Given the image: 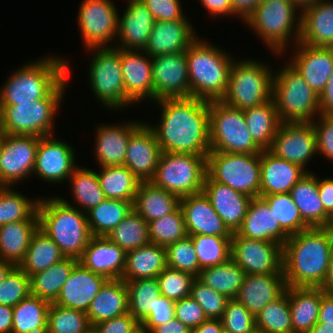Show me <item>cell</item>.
<instances>
[{"mask_svg": "<svg viewBox=\"0 0 333 333\" xmlns=\"http://www.w3.org/2000/svg\"><path fill=\"white\" fill-rule=\"evenodd\" d=\"M160 122L150 125L162 152L207 156L211 151L209 102L195 97L155 101Z\"/></svg>", "mask_w": 333, "mask_h": 333, "instance_id": "obj_1", "label": "cell"}, {"mask_svg": "<svg viewBox=\"0 0 333 333\" xmlns=\"http://www.w3.org/2000/svg\"><path fill=\"white\" fill-rule=\"evenodd\" d=\"M333 252V235L322 227L290 235L283 245V273L288 287L322 288Z\"/></svg>", "mask_w": 333, "mask_h": 333, "instance_id": "obj_2", "label": "cell"}, {"mask_svg": "<svg viewBox=\"0 0 333 333\" xmlns=\"http://www.w3.org/2000/svg\"><path fill=\"white\" fill-rule=\"evenodd\" d=\"M32 61L8 76L0 90V106L44 99L69 76L67 59L54 55Z\"/></svg>", "mask_w": 333, "mask_h": 333, "instance_id": "obj_3", "label": "cell"}, {"mask_svg": "<svg viewBox=\"0 0 333 333\" xmlns=\"http://www.w3.org/2000/svg\"><path fill=\"white\" fill-rule=\"evenodd\" d=\"M63 197L39 199V228L60 248L65 257L79 260L92 235L85 212Z\"/></svg>", "mask_w": 333, "mask_h": 333, "instance_id": "obj_4", "label": "cell"}, {"mask_svg": "<svg viewBox=\"0 0 333 333\" xmlns=\"http://www.w3.org/2000/svg\"><path fill=\"white\" fill-rule=\"evenodd\" d=\"M191 97L220 101L227 91L229 71L235 59L197 37L186 49Z\"/></svg>", "mask_w": 333, "mask_h": 333, "instance_id": "obj_5", "label": "cell"}, {"mask_svg": "<svg viewBox=\"0 0 333 333\" xmlns=\"http://www.w3.org/2000/svg\"><path fill=\"white\" fill-rule=\"evenodd\" d=\"M297 11L301 13V8L291 0H263L244 23L280 56L289 44L300 40L301 14Z\"/></svg>", "mask_w": 333, "mask_h": 333, "instance_id": "obj_6", "label": "cell"}, {"mask_svg": "<svg viewBox=\"0 0 333 333\" xmlns=\"http://www.w3.org/2000/svg\"><path fill=\"white\" fill-rule=\"evenodd\" d=\"M67 77L48 97L17 105L0 106V132L8 135H53L54 117L66 92Z\"/></svg>", "mask_w": 333, "mask_h": 333, "instance_id": "obj_7", "label": "cell"}, {"mask_svg": "<svg viewBox=\"0 0 333 333\" xmlns=\"http://www.w3.org/2000/svg\"><path fill=\"white\" fill-rule=\"evenodd\" d=\"M285 63L273 75L272 100L279 120L313 122L320 114L319 95L289 62Z\"/></svg>", "mask_w": 333, "mask_h": 333, "instance_id": "obj_8", "label": "cell"}, {"mask_svg": "<svg viewBox=\"0 0 333 333\" xmlns=\"http://www.w3.org/2000/svg\"><path fill=\"white\" fill-rule=\"evenodd\" d=\"M265 64L249 58L233 61L227 91L221 101L233 108L245 110L272 99L274 70Z\"/></svg>", "mask_w": 333, "mask_h": 333, "instance_id": "obj_9", "label": "cell"}, {"mask_svg": "<svg viewBox=\"0 0 333 333\" xmlns=\"http://www.w3.org/2000/svg\"><path fill=\"white\" fill-rule=\"evenodd\" d=\"M207 175V156L161 152L151 182L179 198L200 193Z\"/></svg>", "mask_w": 333, "mask_h": 333, "instance_id": "obj_10", "label": "cell"}, {"mask_svg": "<svg viewBox=\"0 0 333 333\" xmlns=\"http://www.w3.org/2000/svg\"><path fill=\"white\" fill-rule=\"evenodd\" d=\"M210 152L261 153L244 119L243 110L220 101H209Z\"/></svg>", "mask_w": 333, "mask_h": 333, "instance_id": "obj_11", "label": "cell"}, {"mask_svg": "<svg viewBox=\"0 0 333 333\" xmlns=\"http://www.w3.org/2000/svg\"><path fill=\"white\" fill-rule=\"evenodd\" d=\"M87 50L93 52L88 78L96 100L115 111L133 105L125 93L121 48L103 47Z\"/></svg>", "mask_w": 333, "mask_h": 333, "instance_id": "obj_12", "label": "cell"}, {"mask_svg": "<svg viewBox=\"0 0 333 333\" xmlns=\"http://www.w3.org/2000/svg\"><path fill=\"white\" fill-rule=\"evenodd\" d=\"M260 153L209 152L207 175L214 181L250 196L260 197Z\"/></svg>", "mask_w": 333, "mask_h": 333, "instance_id": "obj_13", "label": "cell"}, {"mask_svg": "<svg viewBox=\"0 0 333 333\" xmlns=\"http://www.w3.org/2000/svg\"><path fill=\"white\" fill-rule=\"evenodd\" d=\"M78 12L82 42L87 49L112 47L117 39L118 8L112 0H84ZM112 44L111 46L109 45Z\"/></svg>", "mask_w": 333, "mask_h": 333, "instance_id": "obj_14", "label": "cell"}, {"mask_svg": "<svg viewBox=\"0 0 333 333\" xmlns=\"http://www.w3.org/2000/svg\"><path fill=\"white\" fill-rule=\"evenodd\" d=\"M39 137L2 133L0 146V186L12 187L31 177Z\"/></svg>", "mask_w": 333, "mask_h": 333, "instance_id": "obj_15", "label": "cell"}, {"mask_svg": "<svg viewBox=\"0 0 333 333\" xmlns=\"http://www.w3.org/2000/svg\"><path fill=\"white\" fill-rule=\"evenodd\" d=\"M231 259L246 274H281L283 272V247L280 244L248 239L233 232Z\"/></svg>", "mask_w": 333, "mask_h": 333, "instance_id": "obj_16", "label": "cell"}, {"mask_svg": "<svg viewBox=\"0 0 333 333\" xmlns=\"http://www.w3.org/2000/svg\"><path fill=\"white\" fill-rule=\"evenodd\" d=\"M268 150L305 170L309 160L317 153V138L312 122L281 123Z\"/></svg>", "mask_w": 333, "mask_h": 333, "instance_id": "obj_17", "label": "cell"}, {"mask_svg": "<svg viewBox=\"0 0 333 333\" xmlns=\"http://www.w3.org/2000/svg\"><path fill=\"white\" fill-rule=\"evenodd\" d=\"M152 83L154 102L165 98L191 97L186 53L153 57Z\"/></svg>", "mask_w": 333, "mask_h": 333, "instance_id": "obj_18", "label": "cell"}, {"mask_svg": "<svg viewBox=\"0 0 333 333\" xmlns=\"http://www.w3.org/2000/svg\"><path fill=\"white\" fill-rule=\"evenodd\" d=\"M71 144L53 135L39 137L33 175L47 183L65 182L77 167ZM76 165V166H75Z\"/></svg>", "mask_w": 333, "mask_h": 333, "instance_id": "obj_19", "label": "cell"}, {"mask_svg": "<svg viewBox=\"0 0 333 333\" xmlns=\"http://www.w3.org/2000/svg\"><path fill=\"white\" fill-rule=\"evenodd\" d=\"M161 148L149 123H141L130 135L124 165L140 182L151 181Z\"/></svg>", "mask_w": 333, "mask_h": 333, "instance_id": "obj_20", "label": "cell"}, {"mask_svg": "<svg viewBox=\"0 0 333 333\" xmlns=\"http://www.w3.org/2000/svg\"><path fill=\"white\" fill-rule=\"evenodd\" d=\"M289 63L306 83L320 95L333 72V47L310 46L298 42Z\"/></svg>", "mask_w": 333, "mask_h": 333, "instance_id": "obj_21", "label": "cell"}, {"mask_svg": "<svg viewBox=\"0 0 333 333\" xmlns=\"http://www.w3.org/2000/svg\"><path fill=\"white\" fill-rule=\"evenodd\" d=\"M180 207L188 236L232 237L233 232L219 217L203 191L180 198Z\"/></svg>", "mask_w": 333, "mask_h": 333, "instance_id": "obj_22", "label": "cell"}, {"mask_svg": "<svg viewBox=\"0 0 333 333\" xmlns=\"http://www.w3.org/2000/svg\"><path fill=\"white\" fill-rule=\"evenodd\" d=\"M121 66L126 97L133 104L154 101L152 58L144 50L121 49Z\"/></svg>", "mask_w": 333, "mask_h": 333, "instance_id": "obj_23", "label": "cell"}, {"mask_svg": "<svg viewBox=\"0 0 333 333\" xmlns=\"http://www.w3.org/2000/svg\"><path fill=\"white\" fill-rule=\"evenodd\" d=\"M127 4L124 14L121 17L120 14L118 16V39L115 40L117 42L114 47L125 50H144L155 20L141 0H129Z\"/></svg>", "mask_w": 333, "mask_h": 333, "instance_id": "obj_24", "label": "cell"}, {"mask_svg": "<svg viewBox=\"0 0 333 333\" xmlns=\"http://www.w3.org/2000/svg\"><path fill=\"white\" fill-rule=\"evenodd\" d=\"M108 279L85 268L78 262L62 286L54 304L87 312L92 300Z\"/></svg>", "mask_w": 333, "mask_h": 333, "instance_id": "obj_25", "label": "cell"}, {"mask_svg": "<svg viewBox=\"0 0 333 333\" xmlns=\"http://www.w3.org/2000/svg\"><path fill=\"white\" fill-rule=\"evenodd\" d=\"M198 37L189 20L155 21L144 51L151 57L185 52Z\"/></svg>", "mask_w": 333, "mask_h": 333, "instance_id": "obj_26", "label": "cell"}, {"mask_svg": "<svg viewBox=\"0 0 333 333\" xmlns=\"http://www.w3.org/2000/svg\"><path fill=\"white\" fill-rule=\"evenodd\" d=\"M260 197L279 193H290L295 184L307 173L299 165L279 158L269 150L260 153Z\"/></svg>", "mask_w": 333, "mask_h": 333, "instance_id": "obj_27", "label": "cell"}, {"mask_svg": "<svg viewBox=\"0 0 333 333\" xmlns=\"http://www.w3.org/2000/svg\"><path fill=\"white\" fill-rule=\"evenodd\" d=\"M202 191L208 197L214 210L232 232L242 226L251 197L231 187L205 177Z\"/></svg>", "mask_w": 333, "mask_h": 333, "instance_id": "obj_28", "label": "cell"}, {"mask_svg": "<svg viewBox=\"0 0 333 333\" xmlns=\"http://www.w3.org/2000/svg\"><path fill=\"white\" fill-rule=\"evenodd\" d=\"M129 121L118 125L102 124L96 129L94 154L100 167L124 165L130 135L142 123Z\"/></svg>", "mask_w": 333, "mask_h": 333, "instance_id": "obj_29", "label": "cell"}, {"mask_svg": "<svg viewBox=\"0 0 333 333\" xmlns=\"http://www.w3.org/2000/svg\"><path fill=\"white\" fill-rule=\"evenodd\" d=\"M126 252L107 237L92 236L79 262L108 280L121 279Z\"/></svg>", "mask_w": 333, "mask_h": 333, "instance_id": "obj_30", "label": "cell"}, {"mask_svg": "<svg viewBox=\"0 0 333 333\" xmlns=\"http://www.w3.org/2000/svg\"><path fill=\"white\" fill-rule=\"evenodd\" d=\"M237 233L248 239L269 241L282 247L289 238L276 221L269 205L261 197L251 199L243 224Z\"/></svg>", "mask_w": 333, "mask_h": 333, "instance_id": "obj_31", "label": "cell"}, {"mask_svg": "<svg viewBox=\"0 0 333 333\" xmlns=\"http://www.w3.org/2000/svg\"><path fill=\"white\" fill-rule=\"evenodd\" d=\"M299 42L333 47V1L318 0L301 8Z\"/></svg>", "mask_w": 333, "mask_h": 333, "instance_id": "obj_32", "label": "cell"}, {"mask_svg": "<svg viewBox=\"0 0 333 333\" xmlns=\"http://www.w3.org/2000/svg\"><path fill=\"white\" fill-rule=\"evenodd\" d=\"M286 288L283 272L281 274H246L235 299L256 316L265 305L280 297Z\"/></svg>", "mask_w": 333, "mask_h": 333, "instance_id": "obj_33", "label": "cell"}, {"mask_svg": "<svg viewBox=\"0 0 333 333\" xmlns=\"http://www.w3.org/2000/svg\"><path fill=\"white\" fill-rule=\"evenodd\" d=\"M128 301L125 281L107 280L86 312L91 326L129 312Z\"/></svg>", "mask_w": 333, "mask_h": 333, "instance_id": "obj_34", "label": "cell"}, {"mask_svg": "<svg viewBox=\"0 0 333 333\" xmlns=\"http://www.w3.org/2000/svg\"><path fill=\"white\" fill-rule=\"evenodd\" d=\"M38 228V211L28 220L0 226V259L19 266L24 260L31 238Z\"/></svg>", "mask_w": 333, "mask_h": 333, "instance_id": "obj_35", "label": "cell"}, {"mask_svg": "<svg viewBox=\"0 0 333 333\" xmlns=\"http://www.w3.org/2000/svg\"><path fill=\"white\" fill-rule=\"evenodd\" d=\"M167 267L166 247L149 243L126 253L124 281L157 277Z\"/></svg>", "mask_w": 333, "mask_h": 333, "instance_id": "obj_36", "label": "cell"}, {"mask_svg": "<svg viewBox=\"0 0 333 333\" xmlns=\"http://www.w3.org/2000/svg\"><path fill=\"white\" fill-rule=\"evenodd\" d=\"M180 206V198L151 181L140 182L133 209L148 223L174 212Z\"/></svg>", "mask_w": 333, "mask_h": 333, "instance_id": "obj_37", "label": "cell"}, {"mask_svg": "<svg viewBox=\"0 0 333 333\" xmlns=\"http://www.w3.org/2000/svg\"><path fill=\"white\" fill-rule=\"evenodd\" d=\"M307 173L290 190L291 197L300 211L303 221L310 227H323L328 213L318 191V176Z\"/></svg>", "mask_w": 333, "mask_h": 333, "instance_id": "obj_38", "label": "cell"}, {"mask_svg": "<svg viewBox=\"0 0 333 333\" xmlns=\"http://www.w3.org/2000/svg\"><path fill=\"white\" fill-rule=\"evenodd\" d=\"M293 333H308L318 321L321 288L288 287Z\"/></svg>", "mask_w": 333, "mask_h": 333, "instance_id": "obj_39", "label": "cell"}, {"mask_svg": "<svg viewBox=\"0 0 333 333\" xmlns=\"http://www.w3.org/2000/svg\"><path fill=\"white\" fill-rule=\"evenodd\" d=\"M246 126L254 142L262 149L268 150L281 124L274 101L243 110Z\"/></svg>", "mask_w": 333, "mask_h": 333, "instance_id": "obj_40", "label": "cell"}, {"mask_svg": "<svg viewBox=\"0 0 333 333\" xmlns=\"http://www.w3.org/2000/svg\"><path fill=\"white\" fill-rule=\"evenodd\" d=\"M59 246L40 228L33 234L29 248L19 268L29 277L63 260Z\"/></svg>", "mask_w": 333, "mask_h": 333, "instance_id": "obj_41", "label": "cell"}, {"mask_svg": "<svg viewBox=\"0 0 333 333\" xmlns=\"http://www.w3.org/2000/svg\"><path fill=\"white\" fill-rule=\"evenodd\" d=\"M78 262L75 258L66 257L44 271L33 274L30 277V294L54 303Z\"/></svg>", "mask_w": 333, "mask_h": 333, "instance_id": "obj_42", "label": "cell"}, {"mask_svg": "<svg viewBox=\"0 0 333 333\" xmlns=\"http://www.w3.org/2000/svg\"><path fill=\"white\" fill-rule=\"evenodd\" d=\"M50 302L29 294L13 307L12 333H46Z\"/></svg>", "mask_w": 333, "mask_h": 333, "instance_id": "obj_43", "label": "cell"}, {"mask_svg": "<svg viewBox=\"0 0 333 333\" xmlns=\"http://www.w3.org/2000/svg\"><path fill=\"white\" fill-rule=\"evenodd\" d=\"M134 201L105 199L86 212L92 236L107 237L132 211Z\"/></svg>", "mask_w": 333, "mask_h": 333, "instance_id": "obj_44", "label": "cell"}, {"mask_svg": "<svg viewBox=\"0 0 333 333\" xmlns=\"http://www.w3.org/2000/svg\"><path fill=\"white\" fill-rule=\"evenodd\" d=\"M97 173L105 199L134 201L140 181L125 165L98 167Z\"/></svg>", "mask_w": 333, "mask_h": 333, "instance_id": "obj_45", "label": "cell"}, {"mask_svg": "<svg viewBox=\"0 0 333 333\" xmlns=\"http://www.w3.org/2000/svg\"><path fill=\"white\" fill-rule=\"evenodd\" d=\"M246 273L231 258L220 265L201 269L197 277L205 285L229 299H235Z\"/></svg>", "mask_w": 333, "mask_h": 333, "instance_id": "obj_46", "label": "cell"}, {"mask_svg": "<svg viewBox=\"0 0 333 333\" xmlns=\"http://www.w3.org/2000/svg\"><path fill=\"white\" fill-rule=\"evenodd\" d=\"M68 180L79 210L86 213L105 200L96 171L77 165Z\"/></svg>", "mask_w": 333, "mask_h": 333, "instance_id": "obj_47", "label": "cell"}, {"mask_svg": "<svg viewBox=\"0 0 333 333\" xmlns=\"http://www.w3.org/2000/svg\"><path fill=\"white\" fill-rule=\"evenodd\" d=\"M107 238L126 253L150 243L148 223L134 210L112 230Z\"/></svg>", "mask_w": 333, "mask_h": 333, "instance_id": "obj_48", "label": "cell"}, {"mask_svg": "<svg viewBox=\"0 0 333 333\" xmlns=\"http://www.w3.org/2000/svg\"><path fill=\"white\" fill-rule=\"evenodd\" d=\"M128 289L129 313L141 323L151 312L160 293L157 277L125 281Z\"/></svg>", "mask_w": 333, "mask_h": 333, "instance_id": "obj_49", "label": "cell"}, {"mask_svg": "<svg viewBox=\"0 0 333 333\" xmlns=\"http://www.w3.org/2000/svg\"><path fill=\"white\" fill-rule=\"evenodd\" d=\"M255 318L256 328L266 333H293L288 286L280 297L265 305Z\"/></svg>", "mask_w": 333, "mask_h": 333, "instance_id": "obj_50", "label": "cell"}, {"mask_svg": "<svg viewBox=\"0 0 333 333\" xmlns=\"http://www.w3.org/2000/svg\"><path fill=\"white\" fill-rule=\"evenodd\" d=\"M39 199L25 197L10 186H0V226L28 220L37 211Z\"/></svg>", "mask_w": 333, "mask_h": 333, "instance_id": "obj_51", "label": "cell"}, {"mask_svg": "<svg viewBox=\"0 0 333 333\" xmlns=\"http://www.w3.org/2000/svg\"><path fill=\"white\" fill-rule=\"evenodd\" d=\"M261 198L269 205L276 221L289 236L310 228L303 221L290 193L266 195Z\"/></svg>", "mask_w": 333, "mask_h": 333, "instance_id": "obj_52", "label": "cell"}, {"mask_svg": "<svg viewBox=\"0 0 333 333\" xmlns=\"http://www.w3.org/2000/svg\"><path fill=\"white\" fill-rule=\"evenodd\" d=\"M190 237L201 269L223 264L231 258V237L213 235H192Z\"/></svg>", "mask_w": 333, "mask_h": 333, "instance_id": "obj_53", "label": "cell"}, {"mask_svg": "<svg viewBox=\"0 0 333 333\" xmlns=\"http://www.w3.org/2000/svg\"><path fill=\"white\" fill-rule=\"evenodd\" d=\"M91 327L86 312L50 304L46 333H85Z\"/></svg>", "mask_w": 333, "mask_h": 333, "instance_id": "obj_54", "label": "cell"}, {"mask_svg": "<svg viewBox=\"0 0 333 333\" xmlns=\"http://www.w3.org/2000/svg\"><path fill=\"white\" fill-rule=\"evenodd\" d=\"M150 243L167 247L188 236L184 215L179 206L174 212L148 222Z\"/></svg>", "mask_w": 333, "mask_h": 333, "instance_id": "obj_55", "label": "cell"}, {"mask_svg": "<svg viewBox=\"0 0 333 333\" xmlns=\"http://www.w3.org/2000/svg\"><path fill=\"white\" fill-rule=\"evenodd\" d=\"M166 257L167 267L199 276L201 268L190 236L168 245Z\"/></svg>", "mask_w": 333, "mask_h": 333, "instance_id": "obj_56", "label": "cell"}, {"mask_svg": "<svg viewBox=\"0 0 333 333\" xmlns=\"http://www.w3.org/2000/svg\"><path fill=\"white\" fill-rule=\"evenodd\" d=\"M195 278L191 273L166 267L157 276L160 293L174 302L191 296V286Z\"/></svg>", "mask_w": 333, "mask_h": 333, "instance_id": "obj_57", "label": "cell"}, {"mask_svg": "<svg viewBox=\"0 0 333 333\" xmlns=\"http://www.w3.org/2000/svg\"><path fill=\"white\" fill-rule=\"evenodd\" d=\"M30 294V277L15 266L0 284V304L14 307Z\"/></svg>", "mask_w": 333, "mask_h": 333, "instance_id": "obj_58", "label": "cell"}, {"mask_svg": "<svg viewBox=\"0 0 333 333\" xmlns=\"http://www.w3.org/2000/svg\"><path fill=\"white\" fill-rule=\"evenodd\" d=\"M191 296L202 307L207 318L212 319L222 318L229 300L225 295L205 285L197 277L192 282Z\"/></svg>", "mask_w": 333, "mask_h": 333, "instance_id": "obj_59", "label": "cell"}, {"mask_svg": "<svg viewBox=\"0 0 333 333\" xmlns=\"http://www.w3.org/2000/svg\"><path fill=\"white\" fill-rule=\"evenodd\" d=\"M221 321L229 333H251L256 328L255 316L236 299L228 300Z\"/></svg>", "mask_w": 333, "mask_h": 333, "instance_id": "obj_60", "label": "cell"}, {"mask_svg": "<svg viewBox=\"0 0 333 333\" xmlns=\"http://www.w3.org/2000/svg\"><path fill=\"white\" fill-rule=\"evenodd\" d=\"M174 316L191 330L208 319L202 307L192 296L175 301Z\"/></svg>", "mask_w": 333, "mask_h": 333, "instance_id": "obj_61", "label": "cell"}, {"mask_svg": "<svg viewBox=\"0 0 333 333\" xmlns=\"http://www.w3.org/2000/svg\"><path fill=\"white\" fill-rule=\"evenodd\" d=\"M317 120H313L317 138V154H321L328 160L333 162V115L317 116Z\"/></svg>", "mask_w": 333, "mask_h": 333, "instance_id": "obj_62", "label": "cell"}, {"mask_svg": "<svg viewBox=\"0 0 333 333\" xmlns=\"http://www.w3.org/2000/svg\"><path fill=\"white\" fill-rule=\"evenodd\" d=\"M174 305L175 302L165 296L160 295L155 298L150 314L140 323V326L150 333L156 326L167 323L175 317Z\"/></svg>", "mask_w": 333, "mask_h": 333, "instance_id": "obj_63", "label": "cell"}, {"mask_svg": "<svg viewBox=\"0 0 333 333\" xmlns=\"http://www.w3.org/2000/svg\"><path fill=\"white\" fill-rule=\"evenodd\" d=\"M155 21L186 19L180 0H141Z\"/></svg>", "mask_w": 333, "mask_h": 333, "instance_id": "obj_64", "label": "cell"}, {"mask_svg": "<svg viewBox=\"0 0 333 333\" xmlns=\"http://www.w3.org/2000/svg\"><path fill=\"white\" fill-rule=\"evenodd\" d=\"M97 333H133L140 323L129 313L92 326Z\"/></svg>", "mask_w": 333, "mask_h": 333, "instance_id": "obj_65", "label": "cell"}, {"mask_svg": "<svg viewBox=\"0 0 333 333\" xmlns=\"http://www.w3.org/2000/svg\"><path fill=\"white\" fill-rule=\"evenodd\" d=\"M262 2L263 0H231L232 17H239L245 22Z\"/></svg>", "mask_w": 333, "mask_h": 333, "instance_id": "obj_66", "label": "cell"}, {"mask_svg": "<svg viewBox=\"0 0 333 333\" xmlns=\"http://www.w3.org/2000/svg\"><path fill=\"white\" fill-rule=\"evenodd\" d=\"M212 17L232 16L231 0H199Z\"/></svg>", "mask_w": 333, "mask_h": 333, "instance_id": "obj_67", "label": "cell"}, {"mask_svg": "<svg viewBox=\"0 0 333 333\" xmlns=\"http://www.w3.org/2000/svg\"><path fill=\"white\" fill-rule=\"evenodd\" d=\"M318 191L324 209L329 214L333 210V178H318Z\"/></svg>", "mask_w": 333, "mask_h": 333, "instance_id": "obj_68", "label": "cell"}, {"mask_svg": "<svg viewBox=\"0 0 333 333\" xmlns=\"http://www.w3.org/2000/svg\"><path fill=\"white\" fill-rule=\"evenodd\" d=\"M317 323L333 325V294L321 288V303Z\"/></svg>", "mask_w": 333, "mask_h": 333, "instance_id": "obj_69", "label": "cell"}, {"mask_svg": "<svg viewBox=\"0 0 333 333\" xmlns=\"http://www.w3.org/2000/svg\"><path fill=\"white\" fill-rule=\"evenodd\" d=\"M320 114L333 115V72L329 77L327 85L319 95Z\"/></svg>", "mask_w": 333, "mask_h": 333, "instance_id": "obj_70", "label": "cell"}, {"mask_svg": "<svg viewBox=\"0 0 333 333\" xmlns=\"http://www.w3.org/2000/svg\"><path fill=\"white\" fill-rule=\"evenodd\" d=\"M150 333H192V330L174 317L167 323L156 326Z\"/></svg>", "mask_w": 333, "mask_h": 333, "instance_id": "obj_71", "label": "cell"}, {"mask_svg": "<svg viewBox=\"0 0 333 333\" xmlns=\"http://www.w3.org/2000/svg\"><path fill=\"white\" fill-rule=\"evenodd\" d=\"M224 331L221 319L208 318L192 330V333H222Z\"/></svg>", "mask_w": 333, "mask_h": 333, "instance_id": "obj_72", "label": "cell"}, {"mask_svg": "<svg viewBox=\"0 0 333 333\" xmlns=\"http://www.w3.org/2000/svg\"><path fill=\"white\" fill-rule=\"evenodd\" d=\"M13 307L0 304V333H12Z\"/></svg>", "mask_w": 333, "mask_h": 333, "instance_id": "obj_73", "label": "cell"}, {"mask_svg": "<svg viewBox=\"0 0 333 333\" xmlns=\"http://www.w3.org/2000/svg\"><path fill=\"white\" fill-rule=\"evenodd\" d=\"M322 288L326 293L333 294V252L330 258L326 280Z\"/></svg>", "mask_w": 333, "mask_h": 333, "instance_id": "obj_74", "label": "cell"}, {"mask_svg": "<svg viewBox=\"0 0 333 333\" xmlns=\"http://www.w3.org/2000/svg\"><path fill=\"white\" fill-rule=\"evenodd\" d=\"M14 267L15 265L13 263L0 259V284Z\"/></svg>", "mask_w": 333, "mask_h": 333, "instance_id": "obj_75", "label": "cell"}, {"mask_svg": "<svg viewBox=\"0 0 333 333\" xmlns=\"http://www.w3.org/2000/svg\"><path fill=\"white\" fill-rule=\"evenodd\" d=\"M308 333H333V325L316 323Z\"/></svg>", "mask_w": 333, "mask_h": 333, "instance_id": "obj_76", "label": "cell"}, {"mask_svg": "<svg viewBox=\"0 0 333 333\" xmlns=\"http://www.w3.org/2000/svg\"><path fill=\"white\" fill-rule=\"evenodd\" d=\"M322 228L333 235V210L328 214L327 220Z\"/></svg>", "mask_w": 333, "mask_h": 333, "instance_id": "obj_77", "label": "cell"}, {"mask_svg": "<svg viewBox=\"0 0 333 333\" xmlns=\"http://www.w3.org/2000/svg\"><path fill=\"white\" fill-rule=\"evenodd\" d=\"M295 4H297L300 8H303L306 5L313 4L318 0H291Z\"/></svg>", "mask_w": 333, "mask_h": 333, "instance_id": "obj_78", "label": "cell"}, {"mask_svg": "<svg viewBox=\"0 0 333 333\" xmlns=\"http://www.w3.org/2000/svg\"><path fill=\"white\" fill-rule=\"evenodd\" d=\"M133 333H148L143 327H139L136 331H134Z\"/></svg>", "mask_w": 333, "mask_h": 333, "instance_id": "obj_79", "label": "cell"}, {"mask_svg": "<svg viewBox=\"0 0 333 333\" xmlns=\"http://www.w3.org/2000/svg\"><path fill=\"white\" fill-rule=\"evenodd\" d=\"M251 333H266V332L258 328H255Z\"/></svg>", "mask_w": 333, "mask_h": 333, "instance_id": "obj_80", "label": "cell"}]
</instances>
